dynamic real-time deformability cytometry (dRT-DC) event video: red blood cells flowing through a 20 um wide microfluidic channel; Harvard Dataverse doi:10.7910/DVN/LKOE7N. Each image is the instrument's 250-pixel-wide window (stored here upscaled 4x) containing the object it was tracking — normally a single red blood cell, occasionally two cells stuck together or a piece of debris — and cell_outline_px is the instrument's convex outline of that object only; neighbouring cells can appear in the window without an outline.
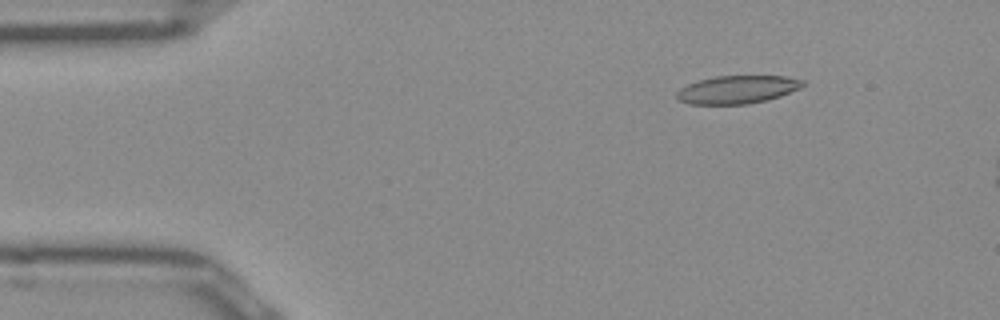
{"species": "Egyptian fruit bat (a non-hibernating species)", "species_latin": "Rousettus aegyptiacus", "temperature_condition": "room temperature", "stored_images_in_passage": 51, "camera_frame_rate_fps": 3000, "um_per_image_px": 0.085, "frame": {"image": 1, "passage_image": 6, "time_ms": 1.667, "image_size_px": [1000, 320], "cell_outline_px": [[804, 84], [800, 88], [780, 96], [768, 100], [748, 104], [688, 104], [680, 100], [676, 96], [676, 92], [680, 88], [688, 84], [700, 80], [716, 76], [784, 76], [804, 80]], "centroid_in_image_um": [62.67, 7.61], "position_along_channel_um": 22.3, "area_um2": 20.52}}
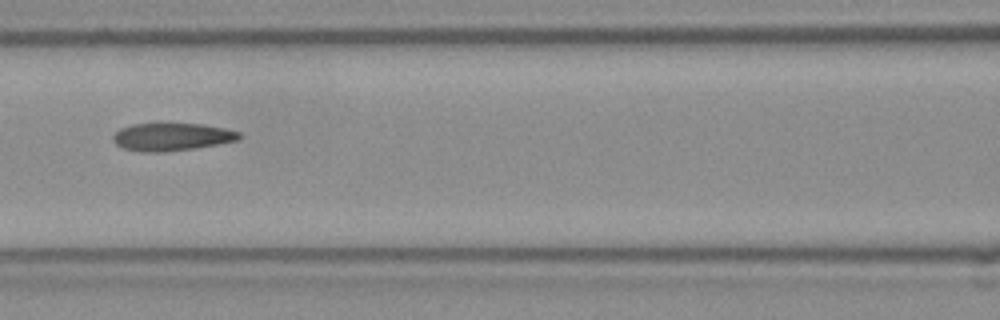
{"frame": {"image": 2, "passage_image": 21, "time_ms": 6.667, "image_size_px": [1000, 320], "cell_outline_px": [[240, 140], [196, 148], [164, 152], [148, 152], [124, 148], [116, 144], [112, 140], [112, 136], [120, 128], [132, 124], [156, 120], [204, 124], [224, 128], [240, 132]], "centroid_in_image_um": [14.58, 11.57], "position_along_channel_um": 152.0, "area_um2": 21.33}}
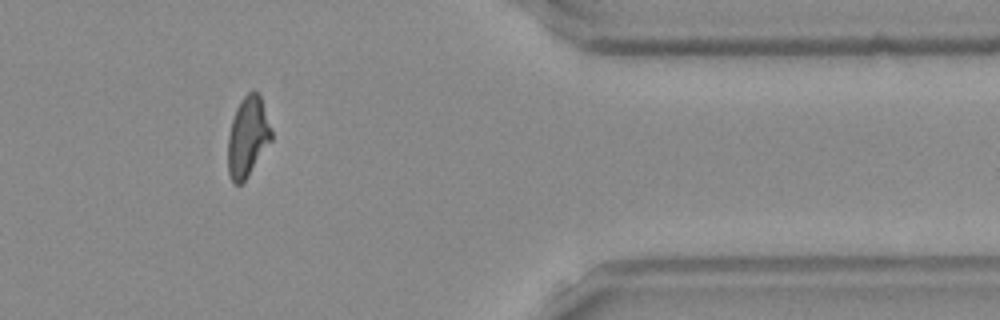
{"frame": {"image": 3, "passage_image": 41, "time_ms": 13.333, "image_size_px": [1000, 320], "cell_outline_px": [[272, 140], [248, 176], [240, 184], [232, 184], [228, 172], [228, 136], [232, 120], [236, 108], [240, 100], [252, 88], [260, 96], [272, 128]], "centroid_in_image_um": [21.06, 11.62], "position_along_channel_um": 390.3, "area_um2": 20.4}, "authors_computed_cell_mechanics": {"area_um2": 20.6346, "velocity_mm_per_s": 3.9711, "shape_relaxation_time_tau1_ms": null, "shape_relaxation_time_tau2_ms": 3.6231, "deformation_change_tau1": null, "deformation_change_tau2": 0.1286}}